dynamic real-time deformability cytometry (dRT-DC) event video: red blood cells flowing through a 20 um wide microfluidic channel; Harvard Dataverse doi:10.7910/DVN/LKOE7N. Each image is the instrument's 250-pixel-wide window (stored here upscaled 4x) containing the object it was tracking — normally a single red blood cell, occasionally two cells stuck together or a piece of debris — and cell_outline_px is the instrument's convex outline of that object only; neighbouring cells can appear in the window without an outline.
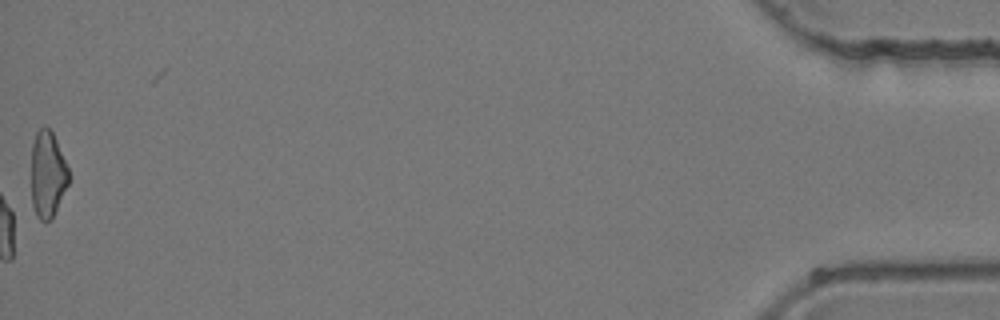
{"species": "common noctule bat (a hibernating species)", "species_latin": "Nyctalus noctula", "temperature_condition": "room temperature", "stored_images_in_passage": 44, "camera_frame_rate_fps": 3000, "um_per_image_px": 0.085, "animal": {"sex": "female", "body_mass_g": 24.6, "forearm_length_mm": 56.2}, "frame": {"image": 1, "passage_image": 44, "time_ms": 14.333, "image_size_px": [1000, 320], "cell_outline_px": [[68, 184], [52, 220], [40, 220], [36, 216], [32, 204], [32, 144], [36, 132], [44, 124], [52, 132], [56, 140], [68, 168]], "centroid_in_image_um": [4.04, 14.82], "position_along_channel_um": 431.2, "area_um2": 18.73}}